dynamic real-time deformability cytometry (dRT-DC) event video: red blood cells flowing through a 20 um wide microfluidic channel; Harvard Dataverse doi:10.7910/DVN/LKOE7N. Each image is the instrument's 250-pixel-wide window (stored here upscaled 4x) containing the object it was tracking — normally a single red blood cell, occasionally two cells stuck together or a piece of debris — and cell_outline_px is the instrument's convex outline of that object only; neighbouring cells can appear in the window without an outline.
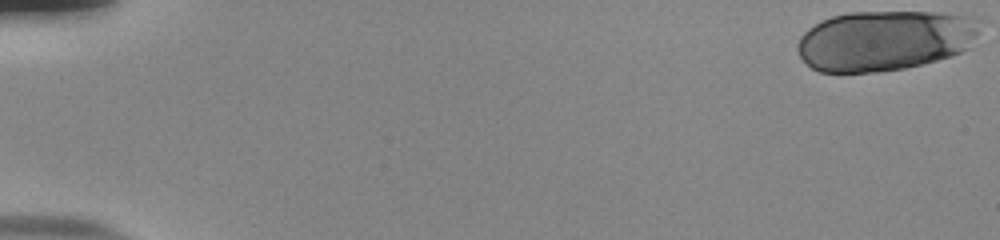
{"species": "human", "species_latin": "Homo sapiens", "temperature_condition": "room temperature", "stored_images_in_passage": 54, "camera_frame_rate_fps": 3000, "um_per_image_px": 0.085, "donor": {"sex": "male"}, "frame": {"image": 1, "passage_image": 1, "time_ms": 0.0, "image_size_px": [1000, 240], "cell_outline_px": [[984, 20], [972, 48], [952, 56], [904, 68], [880, 72], [820, 72], [812, 68], [800, 56], [796, 48], [796, 44], [800, 36], [808, 28], [820, 20], [832, 16], [848, 12], [936, 12], [972, 16]], "centroid_in_image_um": [75.26, 3.42], "position_along_channel_um": 9.7, "area_um2": 65.14}}
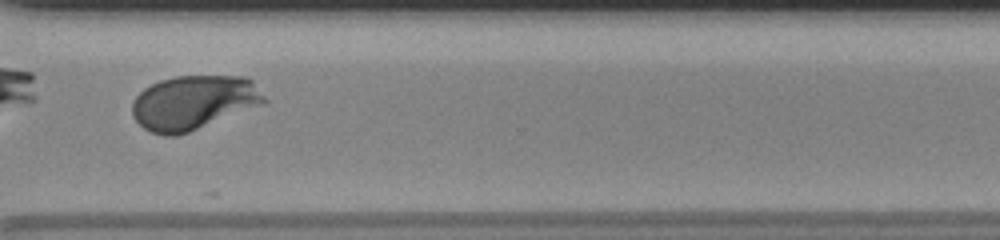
{"frame": {"image": 2, "passage_image": 43, "time_ms": 14.0, "image_size_px": [1000, 240], "cell_outline_px": [[268, 100], [264, 104], [188, 132], [176, 136], [164, 136], [152, 132], [144, 128], [132, 116], [132, 104], [136, 96], [144, 88], [160, 80], [176, 76], [248, 76], [252, 80]], "centroid_in_image_um": [16.47, 8.71], "position_along_channel_um": 354.1, "area_um2": 41.73}, "authors_computed_cell_mechanics": {"area_um2": 40.7779, "velocity_mm_per_s": 3.8034, "shape_relaxation_time_tau1_ms": 3.5135, "shape_relaxation_time_tau2_ms": null, "deformation_change_tau1": 0.1799, "deformation_change_tau2": null}}